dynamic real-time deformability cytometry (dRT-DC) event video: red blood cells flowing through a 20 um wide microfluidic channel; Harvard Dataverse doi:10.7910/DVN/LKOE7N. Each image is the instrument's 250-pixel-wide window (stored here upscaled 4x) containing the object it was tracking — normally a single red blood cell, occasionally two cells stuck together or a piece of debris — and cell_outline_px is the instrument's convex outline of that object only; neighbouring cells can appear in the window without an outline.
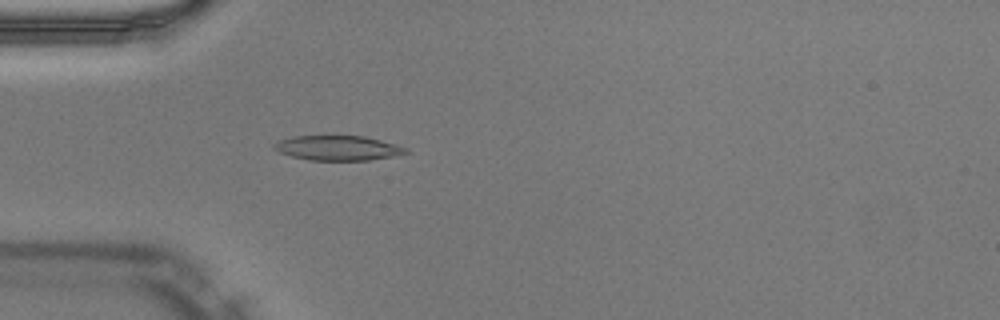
{"species": "Egyptian fruit bat (a non-hibernating species)", "species_latin": "Rousettus aegyptiacus", "temperature_condition": "warm", "stored_images_in_passage": 49, "camera_frame_rate_fps": 3000, "um_per_image_px": 0.085, "animal": {"sex": "male"}, "frame": {"image": 1, "passage_image": 14, "time_ms": 4.333, "image_size_px": [1000, 320], "cell_outline_px": [[408, 152], [392, 156], [368, 160], [308, 160], [292, 156], [280, 152], [272, 148], [272, 144], [280, 140], [292, 136], [364, 136], [380, 140], [408, 148]], "centroid_in_image_um": [28.68, 12.57], "position_along_channel_um": 56.3, "area_um2": 18.84}}
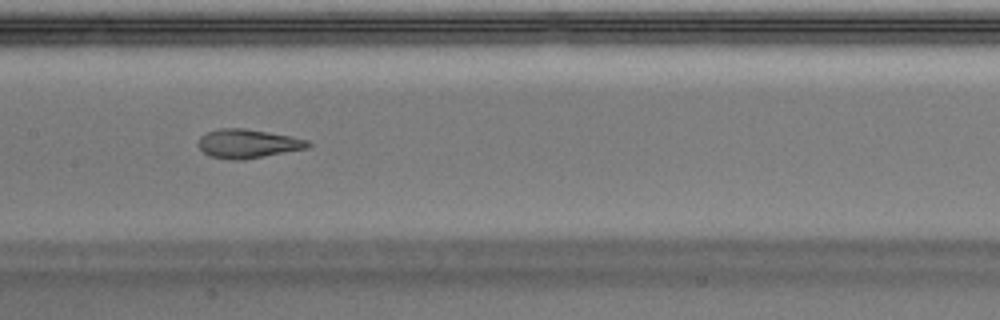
{"frame": {"image": 2, "passage_image": 24, "time_ms": 7.667, "image_size_px": [1000, 320], "cell_outline_px": [[312, 144], [308, 148], [244, 160], [228, 160], [212, 156], [204, 152], [196, 144], [200, 136], [208, 132], [220, 128], [244, 128], [292, 136], [308, 140]], "centroid_in_image_um": [21.07, 12.21], "position_along_channel_um": 186.3, "area_um2": 18.55}}
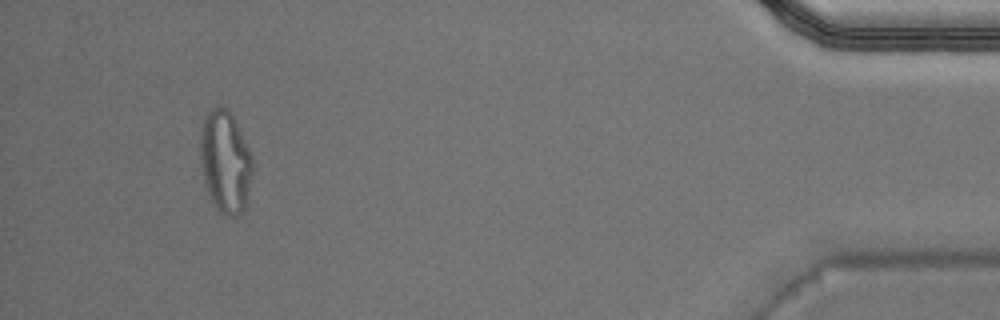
{"frame": {"image": 3, "passage_image": 46, "time_ms": 15.0, "image_size_px": [1000, 320], "cell_outline_px": [[252, 172], [244, 212], [236, 216], [228, 216], [216, 208], [204, 184], [200, 168], [200, 128], [204, 116], [212, 108], [224, 108], [232, 116], [252, 156]], "centroid_in_image_um": [19.11, 13.78], "position_along_channel_um": 416.1, "area_um2": 30.92}, "authors_computed_cell_mechanics": {"area_um2": 19.1318, "velocity_mm_per_s": 4.0358, "shape_relaxation_time_tau1_ms": 9.1198, "shape_relaxation_time_tau2_ms": 1.0383, "deformation_change_tau1": 0.3156, "deformation_change_tau2": 0.089}}